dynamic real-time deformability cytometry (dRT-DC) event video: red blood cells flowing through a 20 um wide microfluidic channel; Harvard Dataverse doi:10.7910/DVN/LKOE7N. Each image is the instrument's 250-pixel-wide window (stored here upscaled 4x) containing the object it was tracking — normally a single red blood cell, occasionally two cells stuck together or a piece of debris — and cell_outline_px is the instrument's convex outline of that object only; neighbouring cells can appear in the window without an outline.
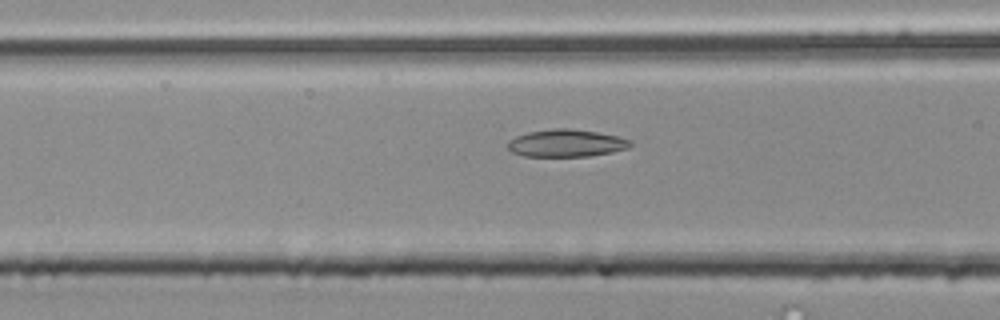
{"species": "common noctule bat (a hibernating species)", "species_latin": "Nyctalus noctula", "temperature_condition": "room temperature", "stored_images_in_passage": 15, "camera_frame_rate_fps": 3000, "um_per_image_px": 0.085, "animal": {"sex": "male", "body_mass_g": 20.4}, "frame": {"image": 1, "passage_image": 13, "time_ms": 4.0, "image_size_px": [1000, 320], "cell_outline_px": [[632, 144], [628, 148], [612, 152], [588, 156], [524, 156], [512, 152], [508, 148], [508, 140], [516, 136], [528, 132], [556, 128], [568, 128], [596, 132], [616, 136], [632, 140]], "centroid_in_image_um": [48.13, 12.17], "position_along_channel_um": 118.5, "area_um2": 19.48}}